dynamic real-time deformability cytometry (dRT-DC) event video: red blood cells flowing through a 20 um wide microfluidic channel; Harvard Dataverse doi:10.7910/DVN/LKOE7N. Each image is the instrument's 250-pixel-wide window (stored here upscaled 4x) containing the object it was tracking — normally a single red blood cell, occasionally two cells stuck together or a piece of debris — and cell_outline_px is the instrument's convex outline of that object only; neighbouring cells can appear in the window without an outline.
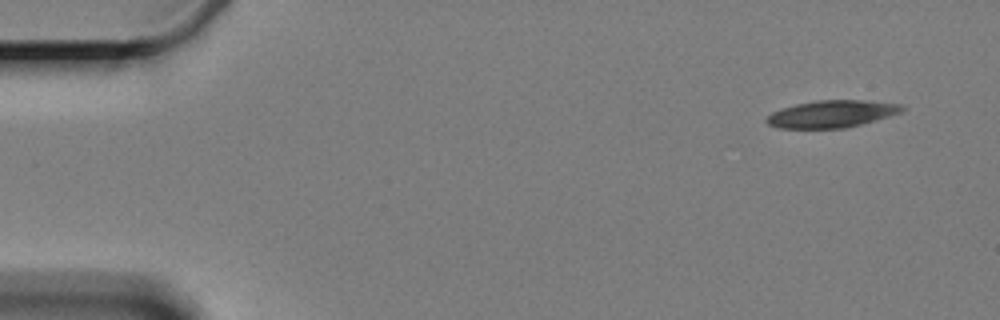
{"species": "Egyptian fruit bat (a non-hibernating species)", "species_latin": "Rousettus aegyptiacus", "temperature_condition": "cold", "stored_images_in_passage": 6, "camera_frame_rate_fps": 3000, "um_per_image_px": 0.085, "animal": {"sex": "female"}, "frame": {"image": 1, "passage_image": 1, "time_ms": 0.0, "image_size_px": [1000, 320], "cell_outline_px": [[904, 108], [900, 112], [876, 120], [848, 128], [780, 128], [768, 124], [764, 120], [772, 112], [780, 108], [796, 104], [820, 100], [860, 100], [900, 104]], "centroid_in_image_um": [70.66, 9.69], "position_along_channel_um": 14.3, "area_um2": 21.27}}
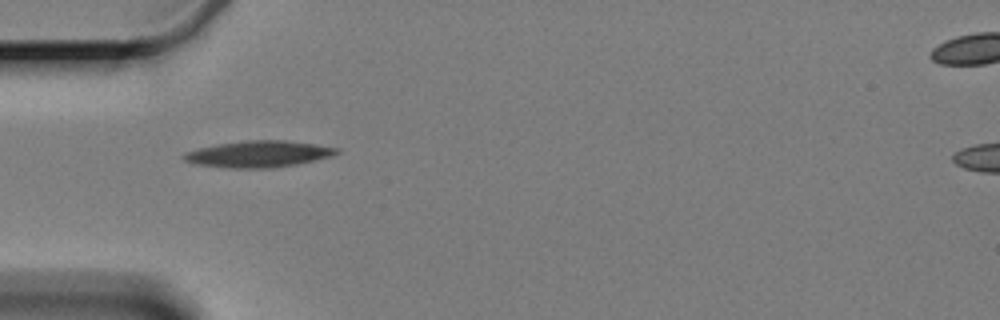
{"frame": {"image": 2, "passage_image": 5, "time_ms": 4.667, "image_size_px": [1000, 320], "cell_outline_px": [[340, 152], [332, 156], [296, 164], [264, 168], [236, 168], [200, 164], [184, 160], [184, 152], [196, 148], [216, 144], [244, 140], [284, 140], [312, 144], [336, 148]], "centroid_in_image_um": [21.95, 13.07], "position_along_channel_um": 63.1, "area_um2": 23.12}}
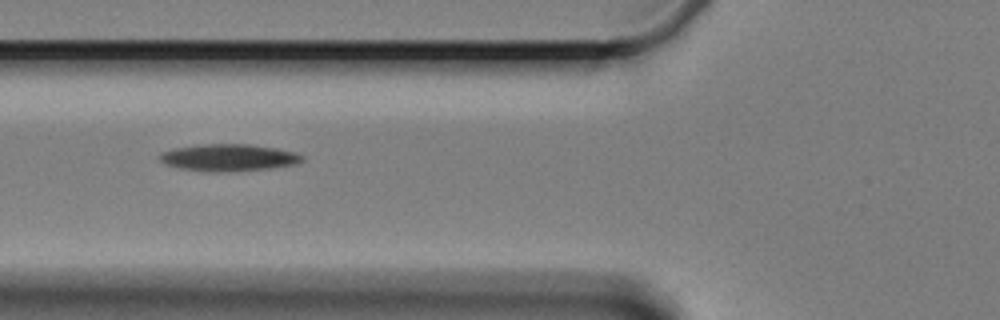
{"frame": {"image": 3, "passage_image": 6, "time_ms": 6.0, "image_size_px": [1000, 320], "cell_outline_px": [[304, 160], [296, 164], [272, 168], [180, 168], [168, 164], [160, 160], [160, 152], [172, 148], [200, 144], [248, 144], [276, 148], [296, 152], [304, 156]], "centroid_in_image_um": [19.5, 13.31], "position_along_channel_um": 106.3, "area_um2": 20.98}}